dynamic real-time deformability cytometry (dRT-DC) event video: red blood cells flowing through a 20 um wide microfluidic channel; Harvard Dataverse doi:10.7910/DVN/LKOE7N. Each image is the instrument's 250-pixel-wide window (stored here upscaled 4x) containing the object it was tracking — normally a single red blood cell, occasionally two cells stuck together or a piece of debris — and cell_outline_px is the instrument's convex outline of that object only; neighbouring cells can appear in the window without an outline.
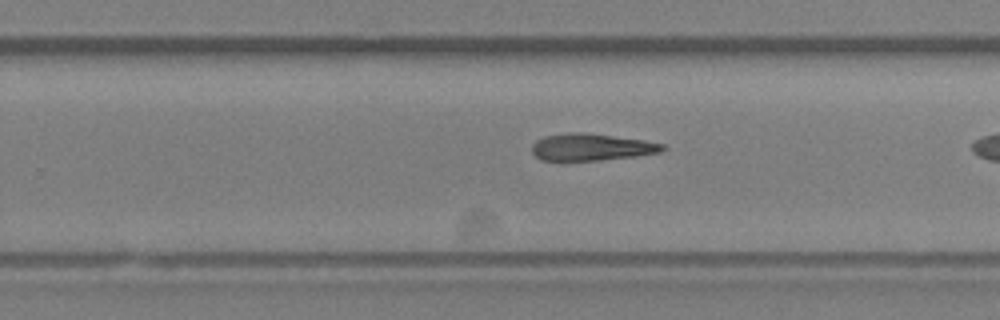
{"species": "Egyptian fruit bat (a non-hibernating species)", "species_latin": "Rousettus aegyptiacus", "temperature_condition": "room temperature", "stored_images_in_passage": 28, "camera_frame_rate_fps": 3000, "um_per_image_px": 0.085, "animal": {"sex": "female"}, "frame": {"image": 1, "passage_image": 20, "time_ms": 6.333, "image_size_px": [1000, 320], "cell_outline_px": [[668, 148], [660, 152], [636, 156], [600, 160], [540, 160], [532, 152], [532, 144], [536, 140], [544, 136], [568, 132], [584, 132], [644, 140], [664, 144]], "centroid_in_image_um": [50.27, 12.49], "position_along_channel_um": 279.5, "area_um2": 20.58}}